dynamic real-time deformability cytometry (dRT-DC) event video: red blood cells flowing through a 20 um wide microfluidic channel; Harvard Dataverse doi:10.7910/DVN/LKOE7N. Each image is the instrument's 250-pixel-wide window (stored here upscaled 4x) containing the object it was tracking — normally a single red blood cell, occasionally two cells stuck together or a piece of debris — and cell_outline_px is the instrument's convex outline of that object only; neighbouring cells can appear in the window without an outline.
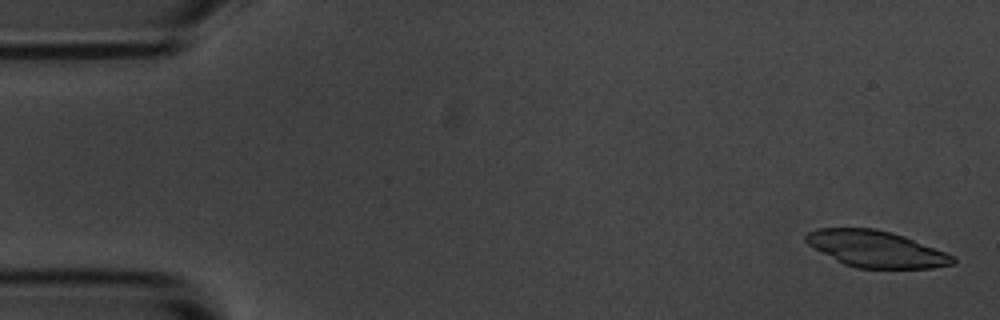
{"species": "common noctule bat (a hibernating species)", "species_latin": "Nyctalus noctula", "temperature_condition": "room temperature", "stored_images_in_passage": 5, "camera_frame_rate_fps": 3000, "um_per_image_px": 0.085, "animal": {"sex": "male", "body_mass_g": 20.1, "forearm_length_mm": 53.5}, "frame": {"image": 1, "passage_image": 1, "time_ms": 0.0, "image_size_px": [1000, 320], "cell_outline_px": [[956, 260], [952, 264], [932, 268], [856, 268], [844, 264], [836, 260], [808, 244], [804, 240], [804, 236], [808, 232], [820, 228], [876, 228], [892, 232], [904, 236], [956, 256]], "centroid_in_image_um": [74.48, 21.16], "position_along_channel_um": 10.5, "area_um2": 31.1}}